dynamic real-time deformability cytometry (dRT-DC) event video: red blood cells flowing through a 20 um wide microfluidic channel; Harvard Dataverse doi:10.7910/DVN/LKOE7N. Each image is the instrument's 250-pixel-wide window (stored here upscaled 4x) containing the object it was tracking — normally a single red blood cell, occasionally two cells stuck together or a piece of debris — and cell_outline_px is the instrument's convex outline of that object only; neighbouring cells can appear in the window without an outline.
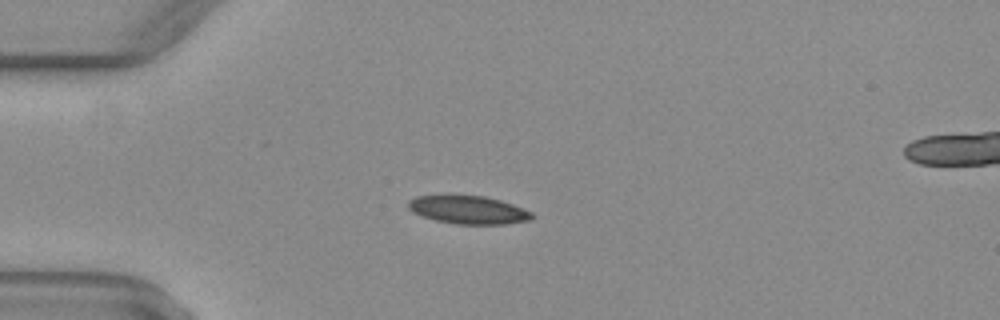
{"species": "common noctule bat (a hibernating species)", "species_latin": "Nyctalus noctula", "temperature_condition": "warm", "stored_images_in_passage": 38, "camera_frame_rate_fps": 3000, "um_per_image_px": 0.085, "animal": {"sex": "female", "body_mass_g": 29.2, "forearm_length_mm": 56.3}, "frame": {"image": 1, "passage_image": 1, "time_ms": 0.0, "image_size_px": [1000, 320], "cell_outline_px": [[536, 216], [532, 220], [504, 224], [456, 224], [436, 220], [412, 212], [408, 208], [408, 200], [416, 196], [448, 192], [452, 192], [484, 196], [500, 200], [512, 204], [532, 212]], "centroid_in_image_um": [39.77, 17.78], "position_along_channel_um": 45.2, "area_um2": 21.15}}
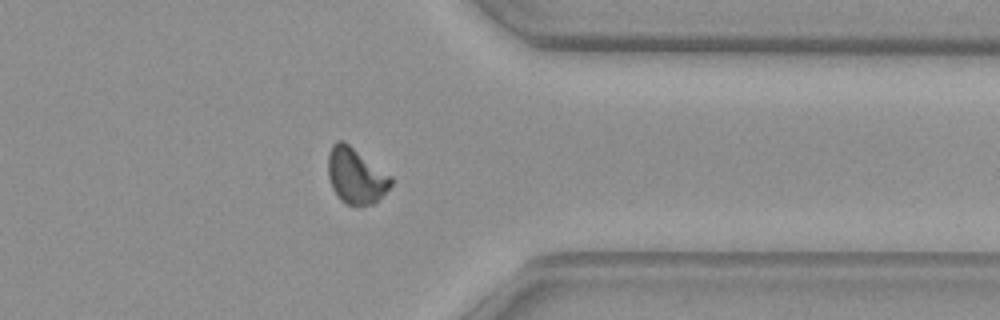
{"frame": {"image": 2, "passage_image": 28, "time_ms": 9.0, "image_size_px": [1000, 320], "cell_outline_px": [[392, 184], [372, 204], [348, 204], [340, 200], [332, 188], [328, 176], [328, 152], [332, 144], [336, 140], [344, 140], [392, 176]], "centroid_in_image_um": [30.21, 14.89], "position_along_channel_um": 381.2, "area_um2": 20.29}}
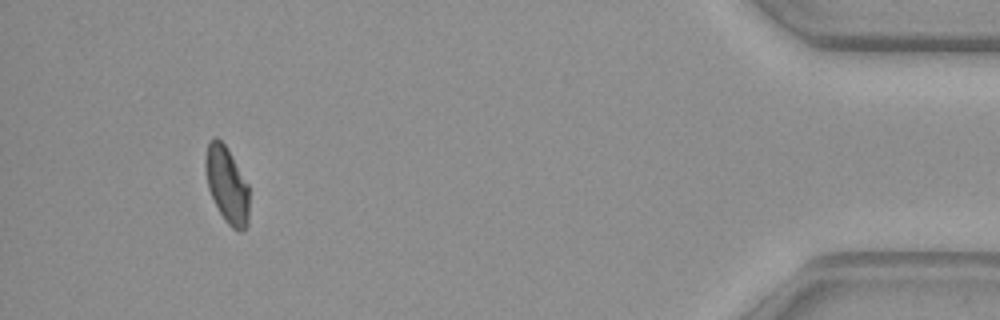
{"frame": {"image": 3, "passage_image": 35, "time_ms": 11.333, "image_size_px": [1000, 320], "cell_outline_px": [[248, 224], [240, 232], [232, 228], [224, 220], [208, 188], [204, 168], [204, 156], [208, 144], [216, 136], [228, 148], [248, 184]], "centroid_in_image_um": [19.27, 15.69], "position_along_channel_um": 415.9, "area_um2": 19.42}}